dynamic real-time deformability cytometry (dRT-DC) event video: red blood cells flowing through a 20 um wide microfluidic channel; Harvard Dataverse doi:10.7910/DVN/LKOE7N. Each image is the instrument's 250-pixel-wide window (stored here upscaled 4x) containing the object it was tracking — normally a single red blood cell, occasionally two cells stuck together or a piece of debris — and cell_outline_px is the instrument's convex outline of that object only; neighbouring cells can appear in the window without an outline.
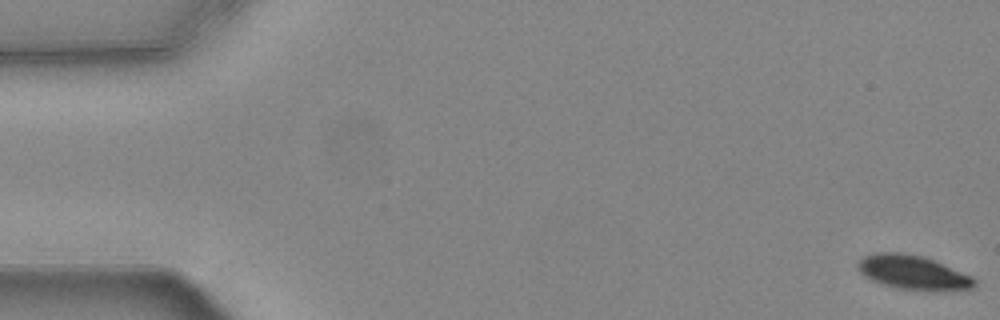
{"species": "common noctule bat (a hibernating species)", "species_latin": "Nyctalus noctula", "temperature_condition": "warm", "stored_images_in_passage": 56, "camera_frame_rate_fps": 3000, "um_per_image_px": 0.085, "animal": {"sex": "female", "body_mass_g": 24.6, "forearm_length_mm": 56.2}, "frame": {"image": 1, "passage_image": 1, "time_ms": 0.0, "image_size_px": [1000, 320], "cell_outline_px": [[976, 284], [972, 288], [900, 288], [884, 284], [872, 280], [864, 276], [860, 272], [856, 264], [864, 256], [876, 252], [904, 252], [924, 256], [972, 276], [976, 280]], "centroid_in_image_um": [77.53, 23.09], "position_along_channel_um": 7.5, "area_um2": 22.31}}
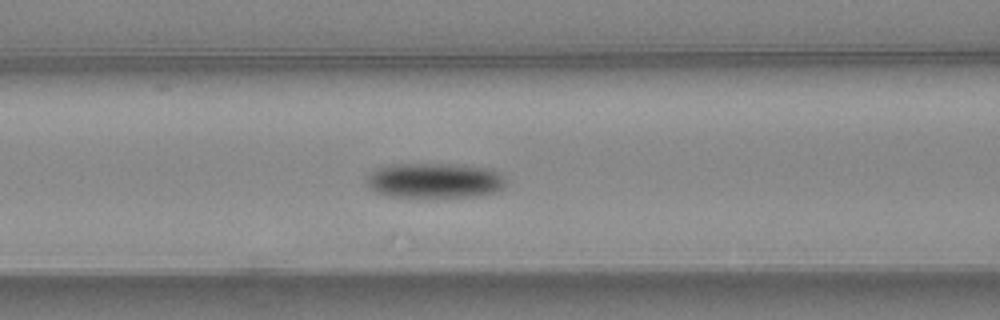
{"frame": {"image": 2, "passage_image": 23, "time_ms": 7.333, "image_size_px": [1000, 320], "cell_outline_px": [[508, 184], [500, 192], [480, 196], [424, 200], [392, 196], [376, 192], [368, 188], [368, 172], [376, 168], [388, 164], [456, 164], [488, 168], [500, 172], [504, 176]], "centroid_in_image_um": [37.0, 15.39], "position_along_channel_um": 129.6, "area_um2": 30.06}}
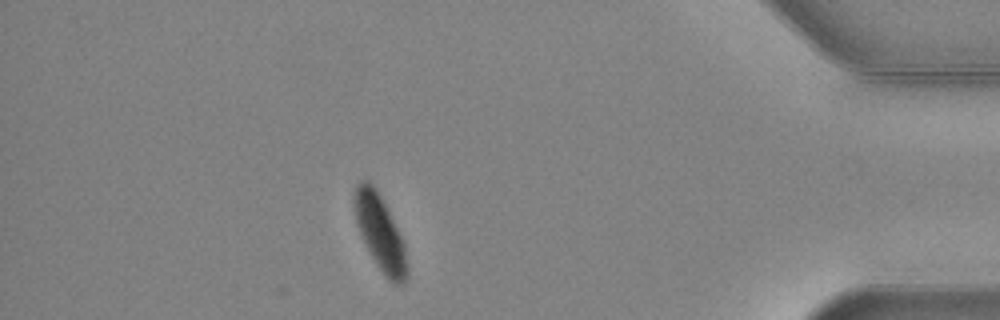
{"frame": {"image": 3, "passage_image": 49, "time_ms": 16.0, "image_size_px": [1000, 320], "cell_outline_px": [[408, 276], [404, 284], [392, 284], [388, 280], [372, 256], [360, 232], [356, 220], [356, 184], [360, 180], [368, 180], [376, 188], [404, 240], [408, 268]], "centroid_in_image_um": [32.37, 19.83], "position_along_channel_um": 402.8, "area_um2": 22.6}, "authors_computed_cell_mechanics": {"area_um2": 25.6343, "velocity_mm_per_s": 3.7061, "shape_relaxation_time_tau1_ms": 2.4126, "shape_relaxation_time_tau2_ms": null, "deformation_change_tau1": 0.1114, "deformation_change_tau2": null}}